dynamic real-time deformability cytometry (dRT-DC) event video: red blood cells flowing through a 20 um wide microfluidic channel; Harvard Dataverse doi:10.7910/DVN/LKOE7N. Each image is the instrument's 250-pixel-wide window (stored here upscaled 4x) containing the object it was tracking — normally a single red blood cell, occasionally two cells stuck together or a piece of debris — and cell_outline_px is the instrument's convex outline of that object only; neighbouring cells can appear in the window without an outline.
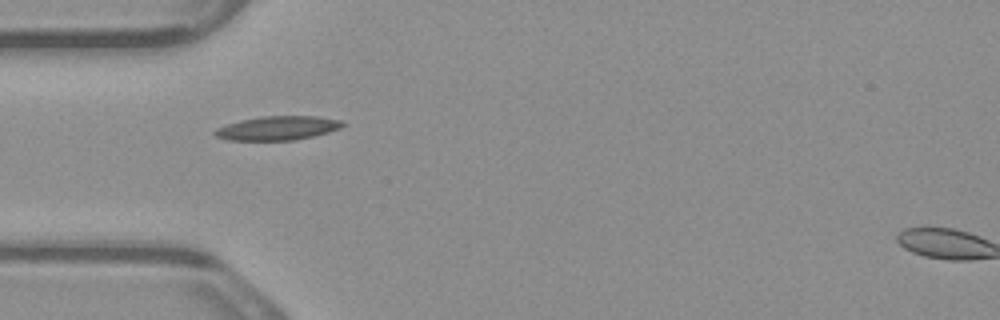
{"species": "common noctule bat (a hibernating species)", "species_latin": "Nyctalus noctula", "temperature_condition": "warm", "stored_images_in_passage": 2, "camera_frame_rate_fps": 3000, "um_per_image_px": 0.085, "animal": {"sex": "male", "body_mass_g": 23.1, "forearm_length_mm": 52.7}, "frame": {"image": 1, "passage_image": 1, "time_ms": 0.0, "image_size_px": [1000, 320], "cell_outline_px": [[348, 124], [340, 128], [328, 132], [312, 136], [292, 140], [228, 140], [216, 136], [212, 132], [216, 128], [224, 124], [240, 120], [260, 116], [316, 116], [344, 120]], "centroid_in_image_um": [23.6, 10.87], "position_along_channel_um": 61.4, "area_um2": 18.03}}
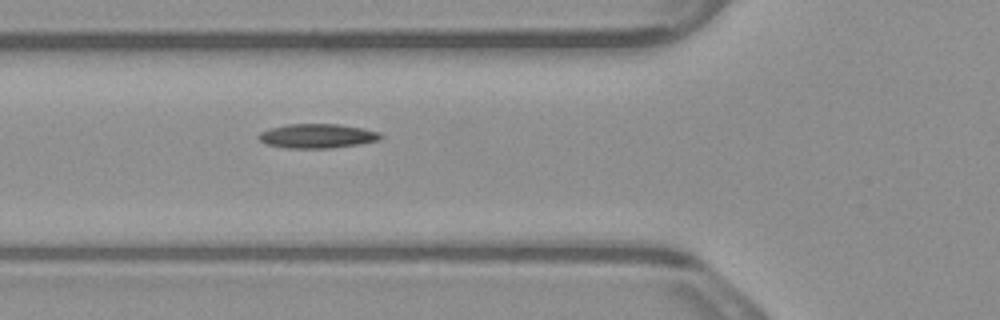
{"frame": {"image": 2, "passage_image": 2, "time_ms": 0.333, "image_size_px": [1000, 320], "cell_outline_px": [[384, 136], [380, 140], [360, 144], [332, 148], [284, 148], [264, 144], [256, 136], [260, 132], [272, 128], [288, 124], [340, 124], [364, 128], [380, 132]], "centroid_in_image_um": [26.99, 11.56], "position_along_channel_um": 98.8, "area_um2": 17.51}}